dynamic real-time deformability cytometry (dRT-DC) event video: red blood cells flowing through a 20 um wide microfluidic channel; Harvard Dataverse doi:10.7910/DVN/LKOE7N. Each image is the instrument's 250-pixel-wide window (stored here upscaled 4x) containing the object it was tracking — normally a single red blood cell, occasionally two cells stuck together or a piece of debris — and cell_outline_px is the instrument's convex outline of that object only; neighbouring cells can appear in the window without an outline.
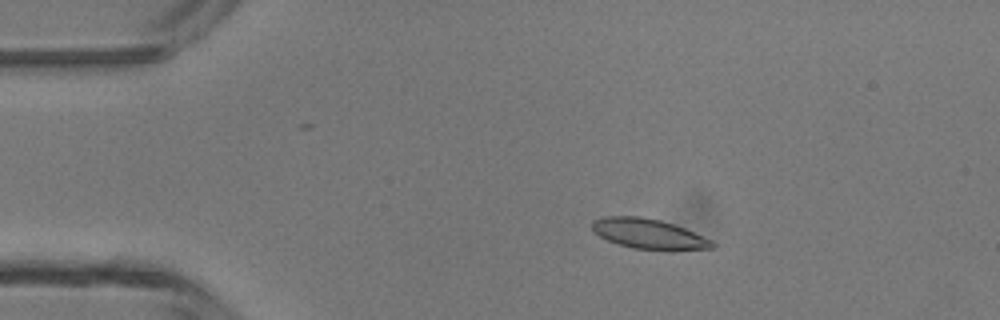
{"species": "common noctule bat (a hibernating species)", "species_latin": "Nyctalus noctula", "temperature_condition": "room temperature", "stored_images_in_passage": 3, "camera_frame_rate_fps": 3000, "um_per_image_px": 0.085, "animal": {"sex": "male", "body_mass_g": 13.3}, "frame": {"image": 1, "passage_image": 2, "time_ms": 1.0, "image_size_px": [1000, 320], "cell_outline_px": [[716, 244], [712, 248], [632, 248], [608, 240], [600, 236], [592, 228], [592, 220], [604, 216], [640, 216], [660, 220], [684, 228], [712, 240]], "centroid_in_image_um": [55.07, 19.83], "position_along_channel_um": 29.9, "area_um2": 20.17}}